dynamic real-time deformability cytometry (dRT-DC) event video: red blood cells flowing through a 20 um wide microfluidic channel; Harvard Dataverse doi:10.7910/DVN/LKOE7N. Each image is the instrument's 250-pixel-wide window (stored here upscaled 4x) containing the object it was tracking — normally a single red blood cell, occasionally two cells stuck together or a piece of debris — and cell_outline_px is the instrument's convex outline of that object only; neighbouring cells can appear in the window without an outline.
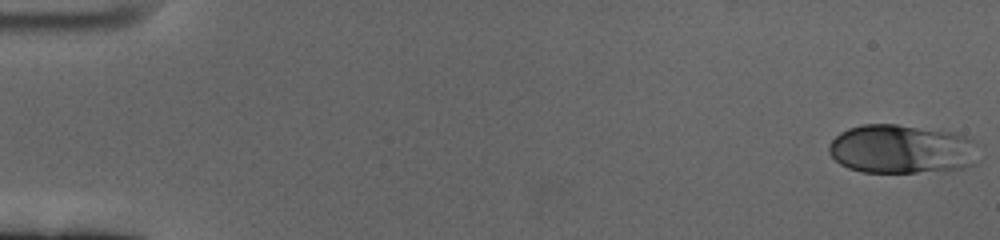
{"species": "human", "species_latin": "Homo sapiens", "temperature_condition": "cold", "stored_images_in_passage": 60, "camera_frame_rate_fps": 3000, "um_per_image_px": 0.085, "donor": {"sex": "female"}, "frame": {"image": 1, "passage_image": 1, "time_ms": 0.0, "image_size_px": [1000, 240], "cell_outline_px": [[984, 160], [976, 164], [964, 168], [948, 172], [860, 172], [848, 168], [840, 164], [828, 152], [828, 144], [840, 132], [848, 128], [860, 124], [896, 124], [940, 128], [972, 136]], "centroid_in_image_um": [76.8, 12.67], "position_along_channel_um": 8.2, "area_um2": 44.74}}
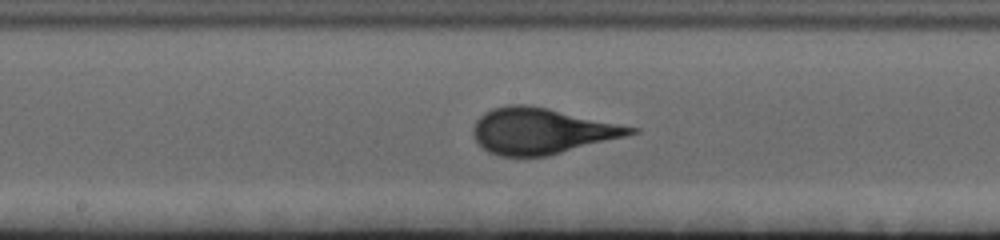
{"frame": {"image": 2, "passage_image": 32, "time_ms": 10.333, "image_size_px": [1000, 240], "cell_outline_px": [[640, 132], [548, 156], [500, 156], [488, 152], [476, 140], [472, 132], [472, 128], [476, 120], [484, 112], [492, 108], [508, 104], [528, 104], [548, 108], [640, 128]], "centroid_in_image_um": [46.02, 11.12], "position_along_channel_um": 202.2, "area_um2": 42.08}}
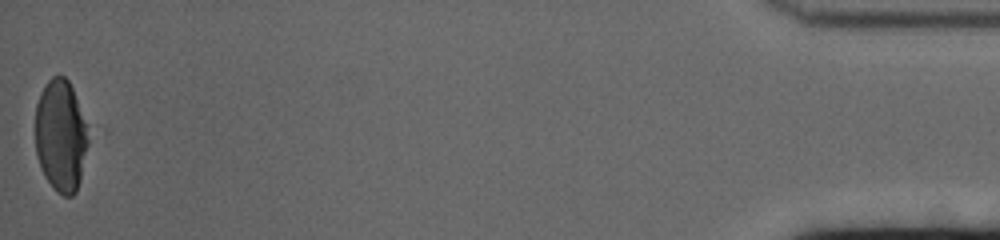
{"frame": {"image": 3, "passage_image": 60, "time_ms": 19.667, "image_size_px": [1000, 240], "cell_outline_px": [[92, 128], [80, 180], [76, 192], [72, 196], [64, 196], [56, 192], [44, 176], [40, 168], [36, 156], [36, 104], [40, 92], [44, 84], [52, 76], [64, 76], [68, 80]], "centroid_in_image_um": [5.21, 11.52], "position_along_channel_um": 430.0, "area_um2": 35.6}}